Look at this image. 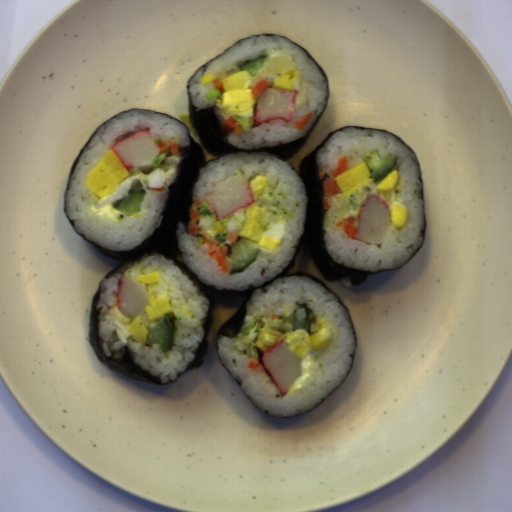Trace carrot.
<instances>
[{"instance_id": "16", "label": "carrot", "mask_w": 512, "mask_h": 512, "mask_svg": "<svg viewBox=\"0 0 512 512\" xmlns=\"http://www.w3.org/2000/svg\"><path fill=\"white\" fill-rule=\"evenodd\" d=\"M153 192L163 193L165 190V187L162 186V188H153Z\"/></svg>"}, {"instance_id": "5", "label": "carrot", "mask_w": 512, "mask_h": 512, "mask_svg": "<svg viewBox=\"0 0 512 512\" xmlns=\"http://www.w3.org/2000/svg\"><path fill=\"white\" fill-rule=\"evenodd\" d=\"M273 87V84H269L266 79H263L256 83L250 90V94L256 99L266 89Z\"/></svg>"}, {"instance_id": "15", "label": "carrot", "mask_w": 512, "mask_h": 512, "mask_svg": "<svg viewBox=\"0 0 512 512\" xmlns=\"http://www.w3.org/2000/svg\"><path fill=\"white\" fill-rule=\"evenodd\" d=\"M203 200H199L197 199L196 197H192V202H191V206L193 207H199L200 205L203 204Z\"/></svg>"}, {"instance_id": "3", "label": "carrot", "mask_w": 512, "mask_h": 512, "mask_svg": "<svg viewBox=\"0 0 512 512\" xmlns=\"http://www.w3.org/2000/svg\"><path fill=\"white\" fill-rule=\"evenodd\" d=\"M343 193L337 185L335 179L326 178L323 182V197H334Z\"/></svg>"}, {"instance_id": "10", "label": "carrot", "mask_w": 512, "mask_h": 512, "mask_svg": "<svg viewBox=\"0 0 512 512\" xmlns=\"http://www.w3.org/2000/svg\"><path fill=\"white\" fill-rule=\"evenodd\" d=\"M189 217L190 221H201L202 215H199V212L197 209H189Z\"/></svg>"}, {"instance_id": "18", "label": "carrot", "mask_w": 512, "mask_h": 512, "mask_svg": "<svg viewBox=\"0 0 512 512\" xmlns=\"http://www.w3.org/2000/svg\"><path fill=\"white\" fill-rule=\"evenodd\" d=\"M271 320L282 318V315H274L273 313L270 314Z\"/></svg>"}, {"instance_id": "6", "label": "carrot", "mask_w": 512, "mask_h": 512, "mask_svg": "<svg viewBox=\"0 0 512 512\" xmlns=\"http://www.w3.org/2000/svg\"><path fill=\"white\" fill-rule=\"evenodd\" d=\"M348 163H349V160H348L347 156L344 155V156L340 157L335 169L334 170L330 169L333 176L337 178L340 174L346 172Z\"/></svg>"}, {"instance_id": "7", "label": "carrot", "mask_w": 512, "mask_h": 512, "mask_svg": "<svg viewBox=\"0 0 512 512\" xmlns=\"http://www.w3.org/2000/svg\"><path fill=\"white\" fill-rule=\"evenodd\" d=\"M313 116V110L310 109L309 113L300 121L295 122V128L297 130H306V124L310 121Z\"/></svg>"}, {"instance_id": "14", "label": "carrot", "mask_w": 512, "mask_h": 512, "mask_svg": "<svg viewBox=\"0 0 512 512\" xmlns=\"http://www.w3.org/2000/svg\"><path fill=\"white\" fill-rule=\"evenodd\" d=\"M156 146L160 149V154L161 153H166L170 149V144H168L167 142H162L161 141V143L157 144Z\"/></svg>"}, {"instance_id": "12", "label": "carrot", "mask_w": 512, "mask_h": 512, "mask_svg": "<svg viewBox=\"0 0 512 512\" xmlns=\"http://www.w3.org/2000/svg\"><path fill=\"white\" fill-rule=\"evenodd\" d=\"M211 83L214 85V89H217L220 93L225 92L222 86V81L219 78H214Z\"/></svg>"}, {"instance_id": "11", "label": "carrot", "mask_w": 512, "mask_h": 512, "mask_svg": "<svg viewBox=\"0 0 512 512\" xmlns=\"http://www.w3.org/2000/svg\"><path fill=\"white\" fill-rule=\"evenodd\" d=\"M248 368H251L253 371L260 367V361L257 358L251 357L247 364Z\"/></svg>"}, {"instance_id": "9", "label": "carrot", "mask_w": 512, "mask_h": 512, "mask_svg": "<svg viewBox=\"0 0 512 512\" xmlns=\"http://www.w3.org/2000/svg\"><path fill=\"white\" fill-rule=\"evenodd\" d=\"M186 226H187V233L191 234L193 236H196L197 234L202 232V229H203V227H201L200 225H196V223L188 222L186 224Z\"/></svg>"}, {"instance_id": "1", "label": "carrot", "mask_w": 512, "mask_h": 512, "mask_svg": "<svg viewBox=\"0 0 512 512\" xmlns=\"http://www.w3.org/2000/svg\"><path fill=\"white\" fill-rule=\"evenodd\" d=\"M202 244H208L209 251L214 248L213 252H208V256L215 258L217 267H221L222 269V274L229 273L230 266L226 259V256L229 254V245L226 244L225 246H217L220 244L219 239L209 240L205 237V235H202Z\"/></svg>"}, {"instance_id": "13", "label": "carrot", "mask_w": 512, "mask_h": 512, "mask_svg": "<svg viewBox=\"0 0 512 512\" xmlns=\"http://www.w3.org/2000/svg\"><path fill=\"white\" fill-rule=\"evenodd\" d=\"M168 150H169V151H170V153H171V154H173V155H177V154H179V145H178V143H176V142H171V143L169 144V149H168Z\"/></svg>"}, {"instance_id": "4", "label": "carrot", "mask_w": 512, "mask_h": 512, "mask_svg": "<svg viewBox=\"0 0 512 512\" xmlns=\"http://www.w3.org/2000/svg\"><path fill=\"white\" fill-rule=\"evenodd\" d=\"M237 121L231 116L223 121L221 124L225 130L233 131L234 134L241 135L244 133V129L240 124L234 125Z\"/></svg>"}, {"instance_id": "2", "label": "carrot", "mask_w": 512, "mask_h": 512, "mask_svg": "<svg viewBox=\"0 0 512 512\" xmlns=\"http://www.w3.org/2000/svg\"><path fill=\"white\" fill-rule=\"evenodd\" d=\"M355 219L353 216H350L349 218H343L341 221L335 223V226L342 227L343 224L345 226L341 228L347 235V238H356L357 235V227L354 226Z\"/></svg>"}, {"instance_id": "17", "label": "carrot", "mask_w": 512, "mask_h": 512, "mask_svg": "<svg viewBox=\"0 0 512 512\" xmlns=\"http://www.w3.org/2000/svg\"><path fill=\"white\" fill-rule=\"evenodd\" d=\"M332 206L328 205V200L324 199V210L331 209Z\"/></svg>"}, {"instance_id": "8", "label": "carrot", "mask_w": 512, "mask_h": 512, "mask_svg": "<svg viewBox=\"0 0 512 512\" xmlns=\"http://www.w3.org/2000/svg\"><path fill=\"white\" fill-rule=\"evenodd\" d=\"M239 236L234 231H228L225 239V244L232 247L234 243H237Z\"/></svg>"}, {"instance_id": "19", "label": "carrot", "mask_w": 512, "mask_h": 512, "mask_svg": "<svg viewBox=\"0 0 512 512\" xmlns=\"http://www.w3.org/2000/svg\"><path fill=\"white\" fill-rule=\"evenodd\" d=\"M324 176H325L324 172H319V179L322 180L324 178Z\"/></svg>"}]
</instances>
